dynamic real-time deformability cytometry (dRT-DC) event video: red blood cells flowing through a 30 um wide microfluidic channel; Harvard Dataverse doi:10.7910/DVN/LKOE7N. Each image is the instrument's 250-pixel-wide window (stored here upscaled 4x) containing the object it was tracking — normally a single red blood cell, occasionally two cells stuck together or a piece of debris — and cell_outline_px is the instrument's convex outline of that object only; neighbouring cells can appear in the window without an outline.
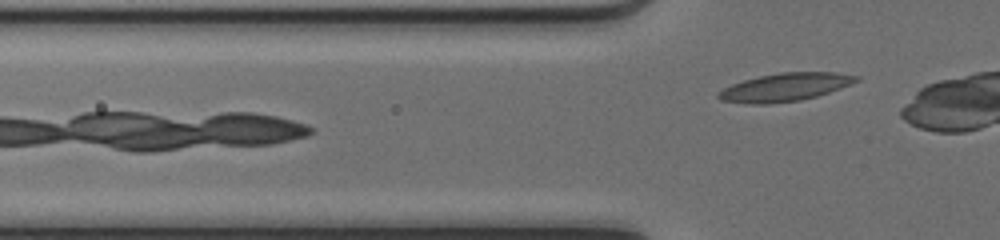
{"species": "common noctule bat (a hibernating species)", "species_latin": "Nyctalus noctula", "temperature_condition": "cold", "stored_images_in_passage": 19, "camera_frame_rate_fps": 3000, "um_per_image_px": 0.085, "animal": {"sex": "female", "body_mass_g": 17.0, "forearm_length_mm": 48.0}, "frame": {"image": 1, "passage_image": 19, "time_ms": 6.0, "image_size_px": [1000, 240], "cell_outline_px": [[860, 80], [840, 88], [816, 96], [800, 100], [768, 104], [748, 104], [720, 100], [716, 96], [716, 92], [732, 84], [744, 80], [760, 76], [780, 72], [836, 72], [860, 76]], "centroid_in_image_um": [66.7, 7.41], "position_along_channel_um": 59.1, "area_um2": 22.54}}